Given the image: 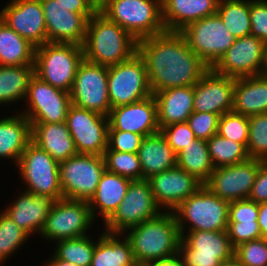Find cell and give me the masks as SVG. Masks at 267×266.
<instances>
[{"mask_svg":"<svg viewBox=\"0 0 267 266\" xmlns=\"http://www.w3.org/2000/svg\"><path fill=\"white\" fill-rule=\"evenodd\" d=\"M31 237L3 210L0 212V266L28 242Z\"/></svg>","mask_w":267,"mask_h":266,"instance_id":"obj_39","label":"cell"},{"mask_svg":"<svg viewBox=\"0 0 267 266\" xmlns=\"http://www.w3.org/2000/svg\"><path fill=\"white\" fill-rule=\"evenodd\" d=\"M219 266H243V265L233 256L231 259L222 262Z\"/></svg>","mask_w":267,"mask_h":266,"instance_id":"obj_55","label":"cell"},{"mask_svg":"<svg viewBox=\"0 0 267 266\" xmlns=\"http://www.w3.org/2000/svg\"><path fill=\"white\" fill-rule=\"evenodd\" d=\"M92 233L87 236L70 238L55 242L53 254L77 266H90L97 242Z\"/></svg>","mask_w":267,"mask_h":266,"instance_id":"obj_37","label":"cell"},{"mask_svg":"<svg viewBox=\"0 0 267 266\" xmlns=\"http://www.w3.org/2000/svg\"><path fill=\"white\" fill-rule=\"evenodd\" d=\"M105 170V161L101 155L77 153L60 161L59 177L63 198L89 202Z\"/></svg>","mask_w":267,"mask_h":266,"instance_id":"obj_8","label":"cell"},{"mask_svg":"<svg viewBox=\"0 0 267 266\" xmlns=\"http://www.w3.org/2000/svg\"><path fill=\"white\" fill-rule=\"evenodd\" d=\"M212 69L233 78L266 73L267 44L251 34L237 38Z\"/></svg>","mask_w":267,"mask_h":266,"instance_id":"obj_16","label":"cell"},{"mask_svg":"<svg viewBox=\"0 0 267 266\" xmlns=\"http://www.w3.org/2000/svg\"><path fill=\"white\" fill-rule=\"evenodd\" d=\"M108 66L83 60L70 91L71 104L108 117Z\"/></svg>","mask_w":267,"mask_h":266,"instance_id":"obj_15","label":"cell"},{"mask_svg":"<svg viewBox=\"0 0 267 266\" xmlns=\"http://www.w3.org/2000/svg\"><path fill=\"white\" fill-rule=\"evenodd\" d=\"M46 24L47 42L82 46L89 19L93 15L73 13L56 0H40Z\"/></svg>","mask_w":267,"mask_h":266,"instance_id":"obj_20","label":"cell"},{"mask_svg":"<svg viewBox=\"0 0 267 266\" xmlns=\"http://www.w3.org/2000/svg\"><path fill=\"white\" fill-rule=\"evenodd\" d=\"M251 35L267 44V0H250Z\"/></svg>","mask_w":267,"mask_h":266,"instance_id":"obj_48","label":"cell"},{"mask_svg":"<svg viewBox=\"0 0 267 266\" xmlns=\"http://www.w3.org/2000/svg\"><path fill=\"white\" fill-rule=\"evenodd\" d=\"M207 148L214 168L241 163L250 158L247 148L242 143L221 137L218 134L207 140Z\"/></svg>","mask_w":267,"mask_h":266,"instance_id":"obj_38","label":"cell"},{"mask_svg":"<svg viewBox=\"0 0 267 266\" xmlns=\"http://www.w3.org/2000/svg\"><path fill=\"white\" fill-rule=\"evenodd\" d=\"M232 111L247 117L267 113V73L235 78Z\"/></svg>","mask_w":267,"mask_h":266,"instance_id":"obj_30","label":"cell"},{"mask_svg":"<svg viewBox=\"0 0 267 266\" xmlns=\"http://www.w3.org/2000/svg\"><path fill=\"white\" fill-rule=\"evenodd\" d=\"M134 266H149L148 264H135Z\"/></svg>","mask_w":267,"mask_h":266,"instance_id":"obj_57","label":"cell"},{"mask_svg":"<svg viewBox=\"0 0 267 266\" xmlns=\"http://www.w3.org/2000/svg\"><path fill=\"white\" fill-rule=\"evenodd\" d=\"M235 78L210 68L194 85L193 110L219 116L233 110Z\"/></svg>","mask_w":267,"mask_h":266,"instance_id":"obj_21","label":"cell"},{"mask_svg":"<svg viewBox=\"0 0 267 266\" xmlns=\"http://www.w3.org/2000/svg\"><path fill=\"white\" fill-rule=\"evenodd\" d=\"M138 156L143 180L177 167V154L160 131L142 139Z\"/></svg>","mask_w":267,"mask_h":266,"instance_id":"obj_31","label":"cell"},{"mask_svg":"<svg viewBox=\"0 0 267 266\" xmlns=\"http://www.w3.org/2000/svg\"><path fill=\"white\" fill-rule=\"evenodd\" d=\"M219 118L215 113L194 111L186 122L197 139L209 140L217 134Z\"/></svg>","mask_w":267,"mask_h":266,"instance_id":"obj_44","label":"cell"},{"mask_svg":"<svg viewBox=\"0 0 267 266\" xmlns=\"http://www.w3.org/2000/svg\"><path fill=\"white\" fill-rule=\"evenodd\" d=\"M31 141L58 162L77 154L66 122L31 123Z\"/></svg>","mask_w":267,"mask_h":266,"instance_id":"obj_29","label":"cell"},{"mask_svg":"<svg viewBox=\"0 0 267 266\" xmlns=\"http://www.w3.org/2000/svg\"><path fill=\"white\" fill-rule=\"evenodd\" d=\"M234 257L243 266H267V239L260 238L234 248Z\"/></svg>","mask_w":267,"mask_h":266,"instance_id":"obj_43","label":"cell"},{"mask_svg":"<svg viewBox=\"0 0 267 266\" xmlns=\"http://www.w3.org/2000/svg\"><path fill=\"white\" fill-rule=\"evenodd\" d=\"M23 105L19 112L30 123H61L66 122L71 98L69 92L53 87L34 74Z\"/></svg>","mask_w":267,"mask_h":266,"instance_id":"obj_14","label":"cell"},{"mask_svg":"<svg viewBox=\"0 0 267 266\" xmlns=\"http://www.w3.org/2000/svg\"><path fill=\"white\" fill-rule=\"evenodd\" d=\"M161 212L163 211L155 201L149 181L133 180L115 212L102 224V230L124 233Z\"/></svg>","mask_w":267,"mask_h":266,"instance_id":"obj_10","label":"cell"},{"mask_svg":"<svg viewBox=\"0 0 267 266\" xmlns=\"http://www.w3.org/2000/svg\"><path fill=\"white\" fill-rule=\"evenodd\" d=\"M111 108L128 105L152 95L144 59L135 53L129 60L108 66Z\"/></svg>","mask_w":267,"mask_h":266,"instance_id":"obj_11","label":"cell"},{"mask_svg":"<svg viewBox=\"0 0 267 266\" xmlns=\"http://www.w3.org/2000/svg\"><path fill=\"white\" fill-rule=\"evenodd\" d=\"M248 199L258 204L267 201V161L260 164Z\"/></svg>","mask_w":267,"mask_h":266,"instance_id":"obj_50","label":"cell"},{"mask_svg":"<svg viewBox=\"0 0 267 266\" xmlns=\"http://www.w3.org/2000/svg\"><path fill=\"white\" fill-rule=\"evenodd\" d=\"M229 203L205 185L172 212L182 235L186 231H227Z\"/></svg>","mask_w":267,"mask_h":266,"instance_id":"obj_4","label":"cell"},{"mask_svg":"<svg viewBox=\"0 0 267 266\" xmlns=\"http://www.w3.org/2000/svg\"><path fill=\"white\" fill-rule=\"evenodd\" d=\"M16 168L24 190L34 195H49L55 200L63 198L59 162L32 141L20 156Z\"/></svg>","mask_w":267,"mask_h":266,"instance_id":"obj_7","label":"cell"},{"mask_svg":"<svg viewBox=\"0 0 267 266\" xmlns=\"http://www.w3.org/2000/svg\"><path fill=\"white\" fill-rule=\"evenodd\" d=\"M51 257L49 259H45V264L43 266H77L73 263L61 260L57 258L53 253L50 255Z\"/></svg>","mask_w":267,"mask_h":266,"instance_id":"obj_54","label":"cell"},{"mask_svg":"<svg viewBox=\"0 0 267 266\" xmlns=\"http://www.w3.org/2000/svg\"><path fill=\"white\" fill-rule=\"evenodd\" d=\"M263 160H248L217 167L204 184L213 194L228 202L248 199Z\"/></svg>","mask_w":267,"mask_h":266,"instance_id":"obj_18","label":"cell"},{"mask_svg":"<svg viewBox=\"0 0 267 266\" xmlns=\"http://www.w3.org/2000/svg\"><path fill=\"white\" fill-rule=\"evenodd\" d=\"M227 232L233 248L242 243L262 238L257 221L228 222Z\"/></svg>","mask_w":267,"mask_h":266,"instance_id":"obj_47","label":"cell"},{"mask_svg":"<svg viewBox=\"0 0 267 266\" xmlns=\"http://www.w3.org/2000/svg\"><path fill=\"white\" fill-rule=\"evenodd\" d=\"M98 10L136 41L166 31L161 0H107Z\"/></svg>","mask_w":267,"mask_h":266,"instance_id":"obj_5","label":"cell"},{"mask_svg":"<svg viewBox=\"0 0 267 266\" xmlns=\"http://www.w3.org/2000/svg\"><path fill=\"white\" fill-rule=\"evenodd\" d=\"M258 219L262 238L267 239V201L258 204Z\"/></svg>","mask_w":267,"mask_h":266,"instance_id":"obj_52","label":"cell"},{"mask_svg":"<svg viewBox=\"0 0 267 266\" xmlns=\"http://www.w3.org/2000/svg\"><path fill=\"white\" fill-rule=\"evenodd\" d=\"M66 124L77 153L103 156L108 148V117L71 104Z\"/></svg>","mask_w":267,"mask_h":266,"instance_id":"obj_17","label":"cell"},{"mask_svg":"<svg viewBox=\"0 0 267 266\" xmlns=\"http://www.w3.org/2000/svg\"><path fill=\"white\" fill-rule=\"evenodd\" d=\"M34 65H0V107L24 102ZM13 103V104H12ZM9 106H8V105Z\"/></svg>","mask_w":267,"mask_h":266,"instance_id":"obj_33","label":"cell"},{"mask_svg":"<svg viewBox=\"0 0 267 266\" xmlns=\"http://www.w3.org/2000/svg\"><path fill=\"white\" fill-rule=\"evenodd\" d=\"M177 167L194 176L203 185L214 171V165L207 148V140L195 139L177 154Z\"/></svg>","mask_w":267,"mask_h":266,"instance_id":"obj_35","label":"cell"},{"mask_svg":"<svg viewBox=\"0 0 267 266\" xmlns=\"http://www.w3.org/2000/svg\"><path fill=\"white\" fill-rule=\"evenodd\" d=\"M143 138L138 133L108 130V147L114 151L138 153Z\"/></svg>","mask_w":267,"mask_h":266,"instance_id":"obj_46","label":"cell"},{"mask_svg":"<svg viewBox=\"0 0 267 266\" xmlns=\"http://www.w3.org/2000/svg\"><path fill=\"white\" fill-rule=\"evenodd\" d=\"M68 11L82 15H94L98 11V7L92 0H56Z\"/></svg>","mask_w":267,"mask_h":266,"instance_id":"obj_51","label":"cell"},{"mask_svg":"<svg viewBox=\"0 0 267 266\" xmlns=\"http://www.w3.org/2000/svg\"><path fill=\"white\" fill-rule=\"evenodd\" d=\"M258 203L242 199L229 203L228 222H253L258 219Z\"/></svg>","mask_w":267,"mask_h":266,"instance_id":"obj_49","label":"cell"},{"mask_svg":"<svg viewBox=\"0 0 267 266\" xmlns=\"http://www.w3.org/2000/svg\"><path fill=\"white\" fill-rule=\"evenodd\" d=\"M96 223L87 201L62 198L50 209L39 236L48 244L87 236Z\"/></svg>","mask_w":267,"mask_h":266,"instance_id":"obj_9","label":"cell"},{"mask_svg":"<svg viewBox=\"0 0 267 266\" xmlns=\"http://www.w3.org/2000/svg\"><path fill=\"white\" fill-rule=\"evenodd\" d=\"M247 152L250 158L267 161V113L248 117Z\"/></svg>","mask_w":267,"mask_h":266,"instance_id":"obj_41","label":"cell"},{"mask_svg":"<svg viewBox=\"0 0 267 266\" xmlns=\"http://www.w3.org/2000/svg\"><path fill=\"white\" fill-rule=\"evenodd\" d=\"M107 0H92V2L99 8L103 5Z\"/></svg>","mask_w":267,"mask_h":266,"instance_id":"obj_56","label":"cell"},{"mask_svg":"<svg viewBox=\"0 0 267 266\" xmlns=\"http://www.w3.org/2000/svg\"><path fill=\"white\" fill-rule=\"evenodd\" d=\"M157 103L160 130L174 123H184L194 112V86L174 87L153 93Z\"/></svg>","mask_w":267,"mask_h":266,"instance_id":"obj_26","label":"cell"},{"mask_svg":"<svg viewBox=\"0 0 267 266\" xmlns=\"http://www.w3.org/2000/svg\"><path fill=\"white\" fill-rule=\"evenodd\" d=\"M147 180L158 206L162 211L171 212L203 186L194 176L179 167L152 175Z\"/></svg>","mask_w":267,"mask_h":266,"instance_id":"obj_22","label":"cell"},{"mask_svg":"<svg viewBox=\"0 0 267 266\" xmlns=\"http://www.w3.org/2000/svg\"><path fill=\"white\" fill-rule=\"evenodd\" d=\"M220 0H161L166 31L180 32L190 23L216 14Z\"/></svg>","mask_w":267,"mask_h":266,"instance_id":"obj_25","label":"cell"},{"mask_svg":"<svg viewBox=\"0 0 267 266\" xmlns=\"http://www.w3.org/2000/svg\"><path fill=\"white\" fill-rule=\"evenodd\" d=\"M180 33L189 48L210 68L235 42V37L226 29L217 13L190 23Z\"/></svg>","mask_w":267,"mask_h":266,"instance_id":"obj_13","label":"cell"},{"mask_svg":"<svg viewBox=\"0 0 267 266\" xmlns=\"http://www.w3.org/2000/svg\"><path fill=\"white\" fill-rule=\"evenodd\" d=\"M83 60V46L46 42L35 48L34 74L53 87L70 93Z\"/></svg>","mask_w":267,"mask_h":266,"instance_id":"obj_6","label":"cell"},{"mask_svg":"<svg viewBox=\"0 0 267 266\" xmlns=\"http://www.w3.org/2000/svg\"><path fill=\"white\" fill-rule=\"evenodd\" d=\"M152 93L194 86L210 67L188 46L180 32L165 31L137 41Z\"/></svg>","mask_w":267,"mask_h":266,"instance_id":"obj_1","label":"cell"},{"mask_svg":"<svg viewBox=\"0 0 267 266\" xmlns=\"http://www.w3.org/2000/svg\"><path fill=\"white\" fill-rule=\"evenodd\" d=\"M82 46L85 60L104 66L127 61L137 53V41L99 10L88 21Z\"/></svg>","mask_w":267,"mask_h":266,"instance_id":"obj_3","label":"cell"},{"mask_svg":"<svg viewBox=\"0 0 267 266\" xmlns=\"http://www.w3.org/2000/svg\"><path fill=\"white\" fill-rule=\"evenodd\" d=\"M149 266H182V259L179 253L174 256L158 259L154 261Z\"/></svg>","mask_w":267,"mask_h":266,"instance_id":"obj_53","label":"cell"},{"mask_svg":"<svg viewBox=\"0 0 267 266\" xmlns=\"http://www.w3.org/2000/svg\"><path fill=\"white\" fill-rule=\"evenodd\" d=\"M217 134L246 147L249 134L248 117L234 111L223 114L219 118Z\"/></svg>","mask_w":267,"mask_h":266,"instance_id":"obj_42","label":"cell"},{"mask_svg":"<svg viewBox=\"0 0 267 266\" xmlns=\"http://www.w3.org/2000/svg\"><path fill=\"white\" fill-rule=\"evenodd\" d=\"M21 191L3 211L31 238L35 237V234L39 238L47 215L56 200L49 195H34L26 190Z\"/></svg>","mask_w":267,"mask_h":266,"instance_id":"obj_24","label":"cell"},{"mask_svg":"<svg viewBox=\"0 0 267 266\" xmlns=\"http://www.w3.org/2000/svg\"><path fill=\"white\" fill-rule=\"evenodd\" d=\"M90 266H134L136 264L128 239L123 233L101 231Z\"/></svg>","mask_w":267,"mask_h":266,"instance_id":"obj_32","label":"cell"},{"mask_svg":"<svg viewBox=\"0 0 267 266\" xmlns=\"http://www.w3.org/2000/svg\"><path fill=\"white\" fill-rule=\"evenodd\" d=\"M132 180L107 170L102 174L93 197L88 202L92 217L103 223L115 212ZM100 216V217H99Z\"/></svg>","mask_w":267,"mask_h":266,"instance_id":"obj_28","label":"cell"},{"mask_svg":"<svg viewBox=\"0 0 267 266\" xmlns=\"http://www.w3.org/2000/svg\"><path fill=\"white\" fill-rule=\"evenodd\" d=\"M216 13L235 39L251 34L250 0H220Z\"/></svg>","mask_w":267,"mask_h":266,"instance_id":"obj_36","label":"cell"},{"mask_svg":"<svg viewBox=\"0 0 267 266\" xmlns=\"http://www.w3.org/2000/svg\"><path fill=\"white\" fill-rule=\"evenodd\" d=\"M181 236L182 266H219L234 256L227 231H187Z\"/></svg>","mask_w":267,"mask_h":266,"instance_id":"obj_12","label":"cell"},{"mask_svg":"<svg viewBox=\"0 0 267 266\" xmlns=\"http://www.w3.org/2000/svg\"><path fill=\"white\" fill-rule=\"evenodd\" d=\"M108 121V130L138 133L143 137L160 131L153 94L140 101L111 108Z\"/></svg>","mask_w":267,"mask_h":266,"instance_id":"obj_23","label":"cell"},{"mask_svg":"<svg viewBox=\"0 0 267 266\" xmlns=\"http://www.w3.org/2000/svg\"><path fill=\"white\" fill-rule=\"evenodd\" d=\"M160 132L176 154L197 139L187 122L170 124L163 127Z\"/></svg>","mask_w":267,"mask_h":266,"instance_id":"obj_45","label":"cell"},{"mask_svg":"<svg viewBox=\"0 0 267 266\" xmlns=\"http://www.w3.org/2000/svg\"><path fill=\"white\" fill-rule=\"evenodd\" d=\"M30 142L31 123L21 112L0 115V161L11 160L16 167Z\"/></svg>","mask_w":267,"mask_h":266,"instance_id":"obj_27","label":"cell"},{"mask_svg":"<svg viewBox=\"0 0 267 266\" xmlns=\"http://www.w3.org/2000/svg\"><path fill=\"white\" fill-rule=\"evenodd\" d=\"M103 158L108 172L133 180H143L141 162L138 153L119 152L109 147L104 151Z\"/></svg>","mask_w":267,"mask_h":266,"instance_id":"obj_40","label":"cell"},{"mask_svg":"<svg viewBox=\"0 0 267 266\" xmlns=\"http://www.w3.org/2000/svg\"><path fill=\"white\" fill-rule=\"evenodd\" d=\"M35 47L0 19V65H34Z\"/></svg>","mask_w":267,"mask_h":266,"instance_id":"obj_34","label":"cell"},{"mask_svg":"<svg viewBox=\"0 0 267 266\" xmlns=\"http://www.w3.org/2000/svg\"><path fill=\"white\" fill-rule=\"evenodd\" d=\"M136 264H150L179 253L181 234L174 213L163 211L126 230Z\"/></svg>","mask_w":267,"mask_h":266,"instance_id":"obj_2","label":"cell"},{"mask_svg":"<svg viewBox=\"0 0 267 266\" xmlns=\"http://www.w3.org/2000/svg\"><path fill=\"white\" fill-rule=\"evenodd\" d=\"M8 2V3H7ZM0 19L35 48L47 42L44 11L40 0H9Z\"/></svg>","mask_w":267,"mask_h":266,"instance_id":"obj_19","label":"cell"}]
</instances>
